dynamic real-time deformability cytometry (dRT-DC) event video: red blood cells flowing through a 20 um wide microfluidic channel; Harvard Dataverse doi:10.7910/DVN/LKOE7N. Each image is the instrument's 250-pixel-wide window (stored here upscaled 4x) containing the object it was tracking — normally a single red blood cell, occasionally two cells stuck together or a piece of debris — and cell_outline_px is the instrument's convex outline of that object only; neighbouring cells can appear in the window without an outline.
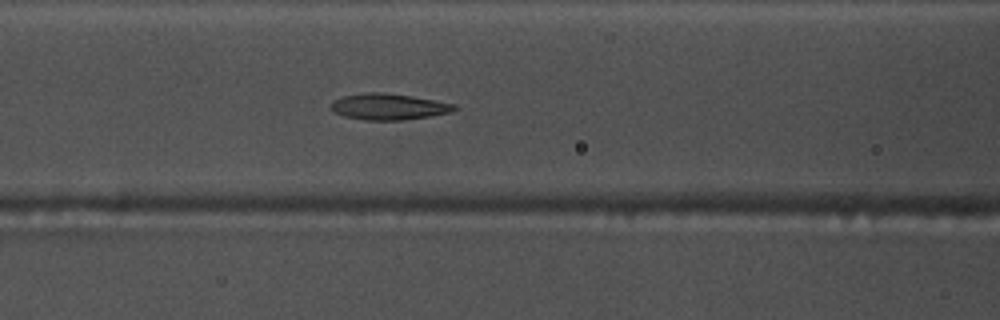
{"species": "common noctule bat (a hibernating species)", "species_latin": "Nyctalus noctula", "temperature_condition": "warm", "stored_images_in_passage": 43, "camera_frame_rate_fps": 3000, "um_per_image_px": 0.085, "animal": {"sex": "male", "body_mass_g": 17.5, "forearm_length_mm": 52.3}, "frame": {"image": 1, "passage_image": 11, "time_ms": 3.333, "image_size_px": [1000, 320], "cell_outline_px": [[460, 108], [452, 112], [428, 116], [400, 120], [364, 120], [344, 116], [332, 112], [328, 108], [328, 104], [332, 100], [344, 96], [364, 92], [380, 92], [412, 96], [456, 104]], "centroid_in_image_um": [32.98, 9.06], "position_along_channel_um": 133.6, "area_um2": 19.07}}
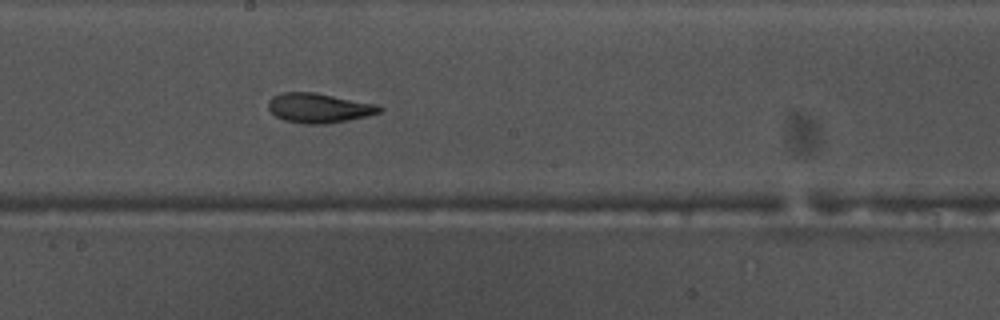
{"frame": {"image": 2, "passage_image": 18, "time_ms": 5.667, "image_size_px": [1000, 320], "cell_outline_px": [[384, 108], [380, 112], [368, 116], [328, 124], [304, 124], [284, 120], [276, 116], [268, 108], [268, 100], [272, 96], [280, 92], [316, 92], [376, 104]], "centroid_in_image_um": [27.1, 9.17], "position_along_channel_um": 221.1, "area_um2": 19.36}}
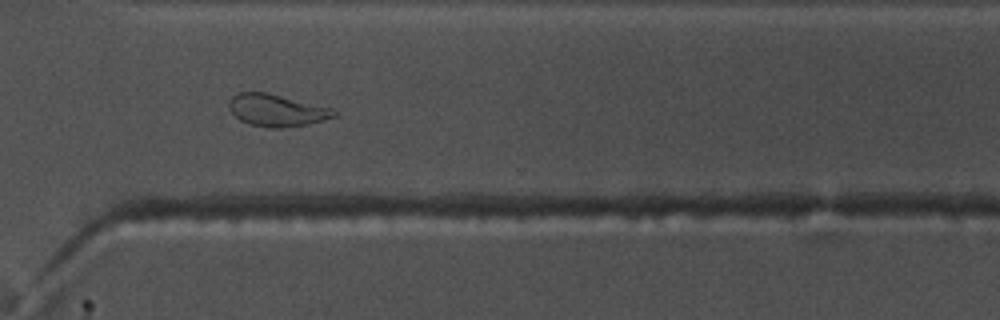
{"frame": {"image": 3, "passage_image": 28, "time_ms": 9.0, "image_size_px": [1000, 320], "cell_outline_px": [[340, 112], [336, 116], [324, 120], [308, 124], [280, 128], [272, 128], [248, 124], [240, 120], [228, 108], [228, 100], [232, 96], [240, 92], [264, 92], [332, 108]], "centroid_in_image_um": [23.51, 9.38], "position_along_channel_um": 347.1, "area_um2": 19.59}, "authors_computed_cell_mechanics": {"area_um2": 19.4786, "velocity_mm_per_s": 3.7713, "shape_relaxation_time_tau1_ms": null, "shape_relaxation_time_tau2_ms": 3.001, "deformation_change_tau1": null, "deformation_change_tau2": 0.109}}